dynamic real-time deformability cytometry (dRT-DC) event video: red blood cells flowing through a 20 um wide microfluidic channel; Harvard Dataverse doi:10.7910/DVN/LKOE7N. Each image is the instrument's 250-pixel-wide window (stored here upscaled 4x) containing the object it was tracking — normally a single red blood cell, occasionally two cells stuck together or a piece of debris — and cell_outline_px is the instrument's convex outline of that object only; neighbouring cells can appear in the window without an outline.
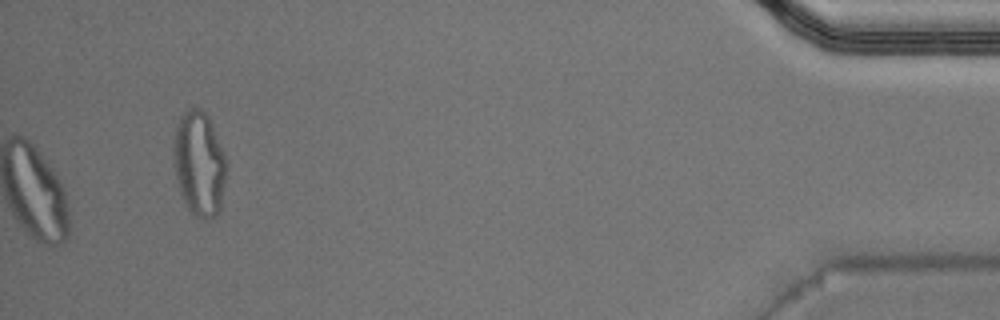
{"species": "Egyptian fruit bat (a non-hibernating species)", "species_latin": "Rousettus aegyptiacus", "temperature_condition": "warm", "stored_images_in_passage": 47, "camera_frame_rate_fps": 3000, "um_per_image_px": 0.085, "animal": {"sex": "male"}, "frame": {"image": 1, "passage_image": 47, "time_ms": 15.333, "image_size_px": [1000, 320], "cell_outline_px": [[224, 180], [220, 212], [212, 220], [204, 220], [196, 216], [188, 208], [180, 192], [176, 180], [172, 152], [172, 148], [176, 124], [180, 116], [188, 108], [200, 108], [208, 116], [224, 156]], "centroid_in_image_um": [16.88, 13.93], "position_along_channel_um": 418.3, "area_um2": 32.02}, "authors_computed_cell_mechanics": {"area_um2": 22.0218, "velocity_mm_per_s": 4.0494, "shape_relaxation_time_tau1_ms": 4.61, "shape_relaxation_time_tau2_ms": 1.5691, "deformation_change_tau1": 0.1888, "deformation_change_tau2": 0.0995}}